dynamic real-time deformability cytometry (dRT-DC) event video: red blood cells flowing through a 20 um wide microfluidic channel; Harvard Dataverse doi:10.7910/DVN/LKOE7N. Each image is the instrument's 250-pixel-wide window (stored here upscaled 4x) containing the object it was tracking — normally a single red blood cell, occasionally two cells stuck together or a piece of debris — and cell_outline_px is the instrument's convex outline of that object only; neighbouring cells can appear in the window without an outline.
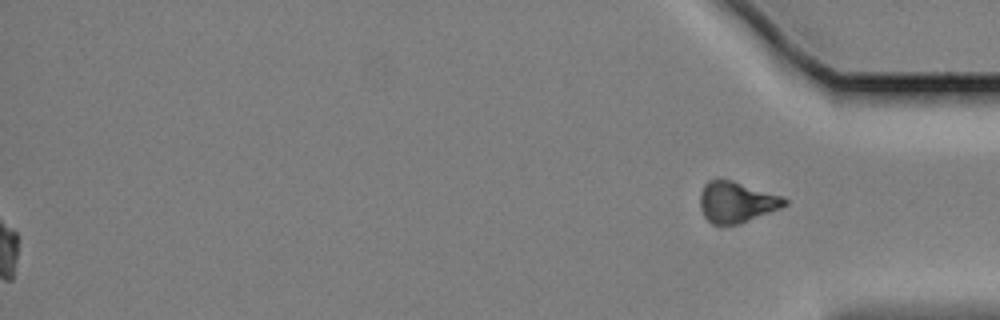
{"species": "Egyptian fruit bat (a non-hibernating species)", "species_latin": "Rousettus aegyptiacus", "temperature_condition": "cold", "stored_images_in_passage": 58, "segment_of_instrument_passage": [2, 2], "camera_frame_rate_fps": 3000, "um_per_image_px": 0.085, "animal": {"sex": "female"}, "frame": {"image": 1, "passage_image": 58, "time_ms": 19.0, "image_size_px": [1000, 320], "cell_outline_px": [[788, 204], [780, 208], [740, 224], [712, 224], [704, 216], [700, 208], [700, 192], [704, 184], [708, 180], [720, 176], [784, 196], [788, 200]], "centroid_in_image_um": [62.59, 17.13], "position_along_channel_um": 372.6, "area_um2": 20.63}}